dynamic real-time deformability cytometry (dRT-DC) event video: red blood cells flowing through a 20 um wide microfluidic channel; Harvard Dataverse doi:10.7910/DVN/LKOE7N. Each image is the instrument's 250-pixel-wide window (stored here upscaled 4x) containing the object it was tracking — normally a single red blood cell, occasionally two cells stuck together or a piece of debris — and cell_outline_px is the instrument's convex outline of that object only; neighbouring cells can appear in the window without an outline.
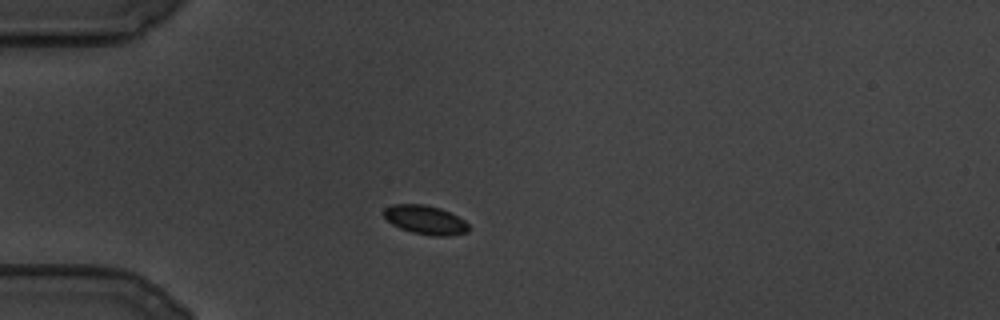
{"species": "common noctule bat (a hibernating species)", "species_latin": "Nyctalus noctula", "temperature_condition": "cold", "stored_images_in_passage": 86, "camera_frame_rate_fps": 3000, "um_per_image_px": 0.085, "animal": {"sex": "male", "body_mass_g": 19.5, "forearm_length_mm": 54.6}, "frame": {"image": 1, "passage_image": 1, "time_ms": 0.0, "image_size_px": [1000, 320], "cell_outline_px": [[472, 228], [468, 232], [448, 236], [432, 236], [412, 232], [400, 228], [392, 224], [384, 216], [384, 208], [392, 204], [424, 204], [440, 208], [464, 220]], "centroid_in_image_um": [36.17, 18.69], "position_along_channel_um": 48.8, "area_um2": 14.33}}
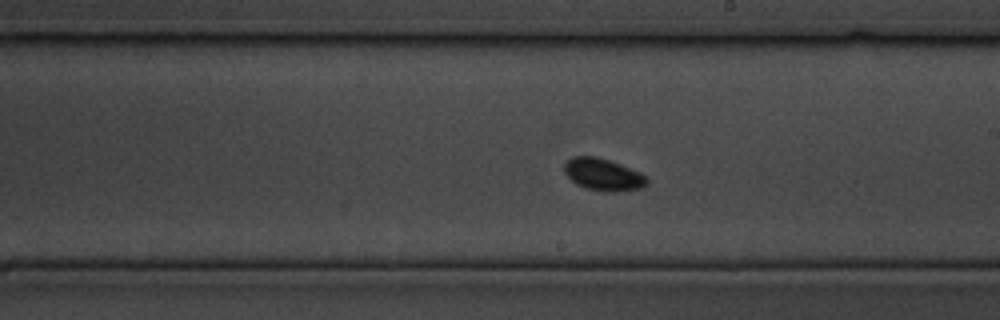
{"frame": {"image": 2, "passage_image": 37, "time_ms": 12.0, "image_size_px": [1000, 320], "cell_outline_px": [[648, 184], [640, 188], [612, 192], [608, 192], [584, 188], [576, 184], [564, 172], [564, 164], [572, 156], [596, 156], [620, 164], [640, 172], [648, 176]], "centroid_in_image_um": [51.27, 14.84], "position_along_channel_um": 237.7, "area_um2": 15.49}}
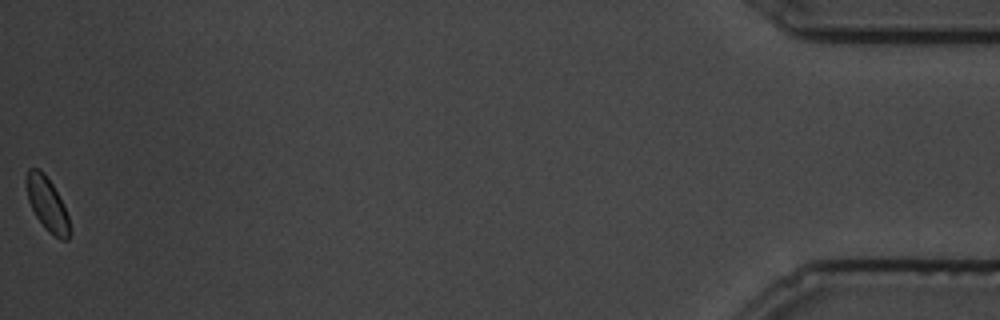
{"frame": {"image": 3, "passage_image": 86, "time_ms": 28.333, "image_size_px": [1000, 320], "cell_outline_px": [[72, 232], [68, 240], [60, 240], [48, 232], [44, 228], [36, 216], [28, 200], [24, 180], [28, 168], [40, 168], [44, 172], [52, 184], [68, 216]], "centroid_in_image_um": [4.0, 17.36], "position_along_channel_um": 431.2, "area_um2": 13.76}}